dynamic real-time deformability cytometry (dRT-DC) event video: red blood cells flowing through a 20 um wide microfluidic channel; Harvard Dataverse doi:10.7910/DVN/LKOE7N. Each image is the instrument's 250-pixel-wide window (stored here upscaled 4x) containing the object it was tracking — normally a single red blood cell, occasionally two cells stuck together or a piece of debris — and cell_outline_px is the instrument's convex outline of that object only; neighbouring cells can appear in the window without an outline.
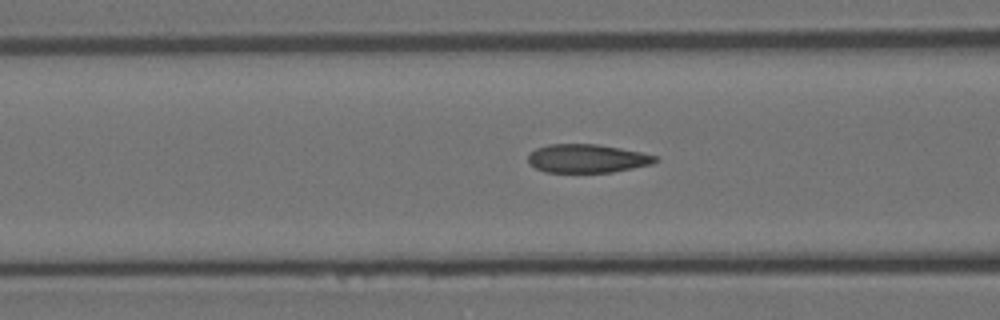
{"species": "Egyptian fruit bat (a non-hibernating species)", "species_latin": "Rousettus aegyptiacus", "temperature_condition": "room temperature", "stored_images_in_passage": 27, "camera_frame_rate_fps": 3000, "um_per_image_px": 0.085, "animal": {"sex": "female"}, "frame": {"image": 1, "passage_image": 5, "time_ms": 1.333, "image_size_px": [1000, 320], "cell_outline_px": [[660, 160], [652, 164], [612, 172], [544, 172], [528, 164], [528, 152], [536, 148], [548, 144], [596, 144], [620, 148], [660, 156]], "centroid_in_image_um": [49.9, 13.47], "position_along_channel_um": 116.7, "area_um2": 21.33}}
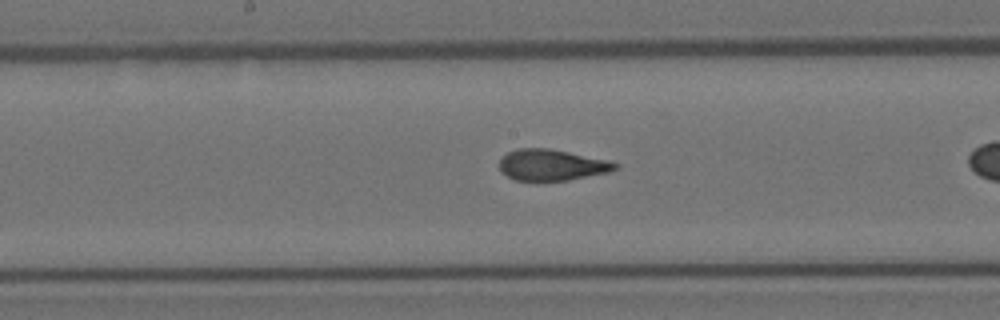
{"frame": {"image": 2, "passage_image": 12, "time_ms": 3.667, "image_size_px": [1000, 320], "cell_outline_px": [[620, 164], [616, 168], [608, 172], [568, 180], [536, 184], [516, 180], [500, 172], [500, 160], [508, 152], [516, 148], [548, 148], [608, 160]], "centroid_in_image_um": [46.85, 14.06], "position_along_channel_um": 201.4, "area_um2": 21.5}}
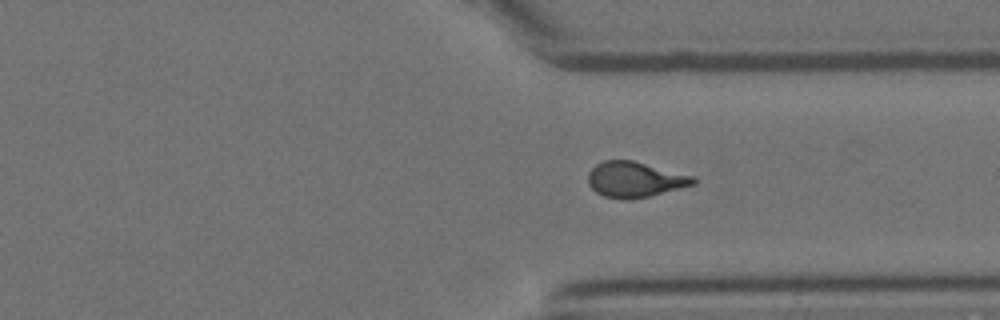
{"frame": {"image": 3, "passage_image": 25, "time_ms": 8.0, "image_size_px": [1000, 320], "cell_outline_px": [[696, 184], [648, 196], [624, 200], [604, 196], [596, 192], [588, 184], [588, 172], [596, 164], [604, 160], [632, 160], [696, 176]], "centroid_in_image_um": [53.97, 15.25], "position_along_channel_um": 357.4, "area_um2": 21.79}}